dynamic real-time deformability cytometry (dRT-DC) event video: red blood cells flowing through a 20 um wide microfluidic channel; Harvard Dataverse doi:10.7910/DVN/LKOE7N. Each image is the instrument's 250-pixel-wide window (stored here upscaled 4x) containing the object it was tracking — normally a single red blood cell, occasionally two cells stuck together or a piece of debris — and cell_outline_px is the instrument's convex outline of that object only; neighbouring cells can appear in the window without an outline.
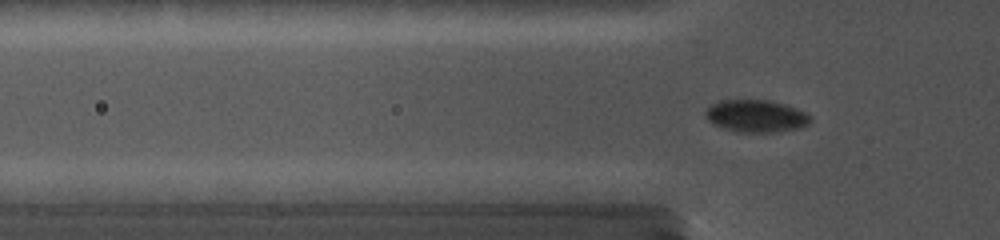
{"species": "common noctule bat (a hibernating species)", "species_latin": "Nyctalus noctula", "temperature_condition": "cold", "stored_images_in_passage": 82, "camera_frame_rate_fps": 5000, "um_per_image_px": 0.085, "animal": {"sex": "female", "body_mass_g": 19.0, "forearm_length_mm": 56.7}, "frame": {"image": 1, "passage_image": 26, "time_ms": 5.0, "image_size_px": [1000, 240], "cell_outline_px": [[812, 120], [808, 124], [800, 128], [780, 132], [736, 132], [712, 124], [704, 116], [704, 112], [708, 108], [716, 104], [736, 100], [756, 100], [780, 104], [804, 112], [812, 116]], "centroid_in_image_um": [64.28, 9.92], "position_along_channel_um": 61.5, "area_um2": 19.19}}
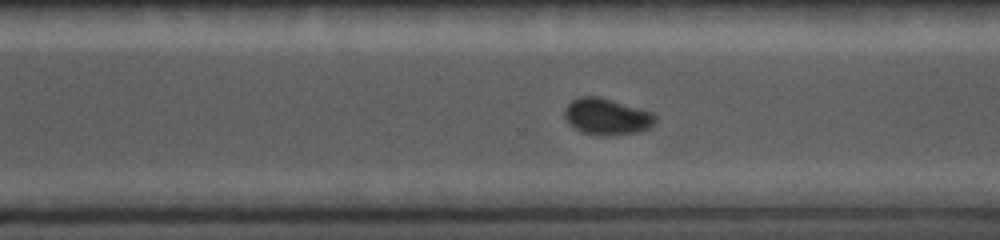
{"frame": {"image": 2, "passage_image": 60, "time_ms": 11.8, "image_size_px": [1000, 240], "cell_outline_px": [[660, 120], [652, 128], [640, 132], [616, 136], [596, 136], [580, 132], [572, 128], [564, 120], [564, 112], [568, 104], [576, 100], [604, 100], [652, 112]], "centroid_in_image_um": [51.65, 10.05], "position_along_channel_um": 318.9, "area_um2": 18.79}}
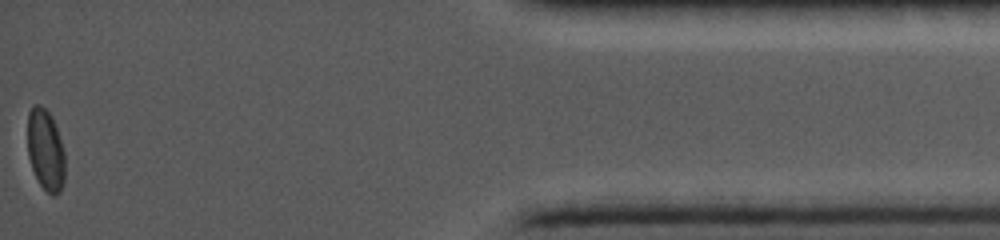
{"frame": {"image": 3, "passage_image": 82, "time_ms": 16.2, "image_size_px": [1000, 240], "cell_outline_px": [[64, 184], [60, 192], [56, 196], [52, 196], [40, 184], [32, 168], [28, 156], [28, 112], [36, 104], [40, 104], [48, 112], [56, 128], [64, 152]], "centroid_in_image_um": [3.87, 12.79], "position_along_channel_um": 431.3, "area_um2": 17.51}}